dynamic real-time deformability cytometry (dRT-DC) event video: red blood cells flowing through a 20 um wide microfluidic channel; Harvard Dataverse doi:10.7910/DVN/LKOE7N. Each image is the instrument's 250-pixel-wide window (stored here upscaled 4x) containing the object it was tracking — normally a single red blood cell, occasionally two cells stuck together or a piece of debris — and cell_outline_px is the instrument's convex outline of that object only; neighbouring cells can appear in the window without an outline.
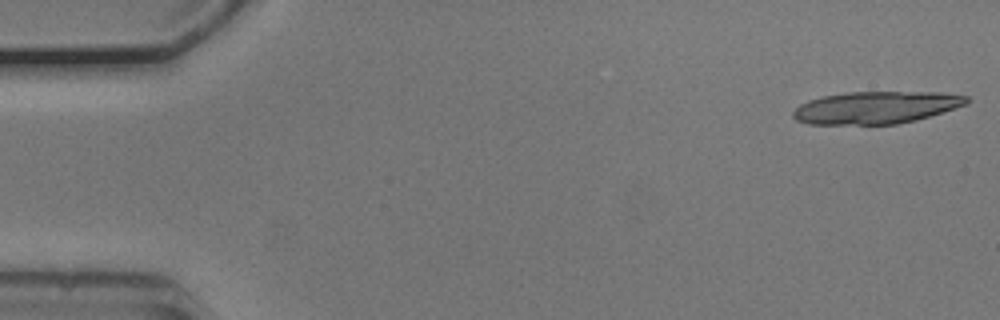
{"species": "common noctule bat (a hibernating species)", "species_latin": "Nyctalus noctula", "temperature_condition": "cold", "stored_images_in_passage": 5, "camera_frame_rate_fps": 3000, "um_per_image_px": 0.085, "animal": {"sex": "male", "body_mass_g": 20.5, "forearm_length_mm": 52.5}, "frame": {"image": 1, "passage_image": 1, "time_ms": 0.0, "image_size_px": [1000, 320], "cell_outline_px": [[968, 104], [916, 120], [896, 124], [808, 124], [796, 120], [792, 116], [792, 112], [800, 104], [808, 100], [824, 96], [848, 92], [940, 92], [968, 96]], "centroid_in_image_um": [74.45, 9.14], "position_along_channel_um": 10.5, "area_um2": 32.6}}